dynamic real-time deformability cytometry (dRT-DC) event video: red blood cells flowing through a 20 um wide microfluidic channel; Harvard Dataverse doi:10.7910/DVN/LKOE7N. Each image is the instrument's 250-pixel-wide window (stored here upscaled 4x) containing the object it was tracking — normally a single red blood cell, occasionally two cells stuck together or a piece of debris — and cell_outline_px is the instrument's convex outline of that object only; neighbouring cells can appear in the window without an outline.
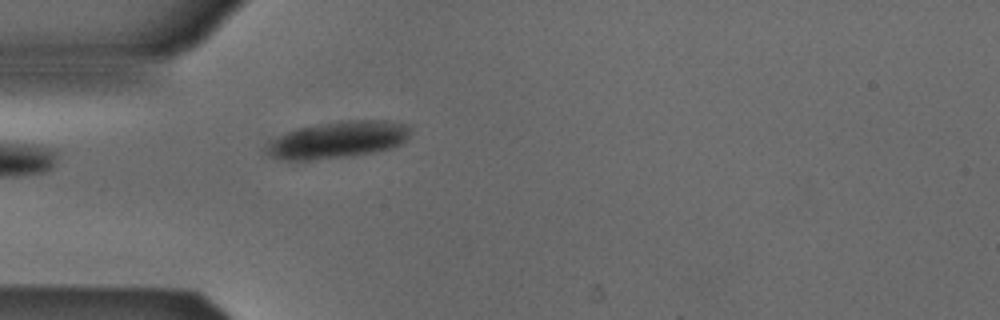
{"species": "Egyptian fruit bat (a non-hibernating species)", "species_latin": "Rousettus aegyptiacus", "temperature_condition": "cold", "stored_images_in_passage": 4, "camera_frame_rate_fps": 3000, "um_per_image_px": 0.085, "animal": {"sex": "male"}, "frame": {"image": 1, "passage_image": 4, "time_ms": 1.0, "image_size_px": [1000, 320], "cell_outline_px": [[412, 124], [408, 136], [400, 144], [392, 148], [352, 156], [308, 160], [288, 160], [268, 156], [260, 148], [268, 140], [284, 132], [316, 124], [340, 120], [388, 120]], "centroid_in_image_um": [28.65, 11.87], "position_along_channel_um": 56.4, "area_um2": 31.62}}